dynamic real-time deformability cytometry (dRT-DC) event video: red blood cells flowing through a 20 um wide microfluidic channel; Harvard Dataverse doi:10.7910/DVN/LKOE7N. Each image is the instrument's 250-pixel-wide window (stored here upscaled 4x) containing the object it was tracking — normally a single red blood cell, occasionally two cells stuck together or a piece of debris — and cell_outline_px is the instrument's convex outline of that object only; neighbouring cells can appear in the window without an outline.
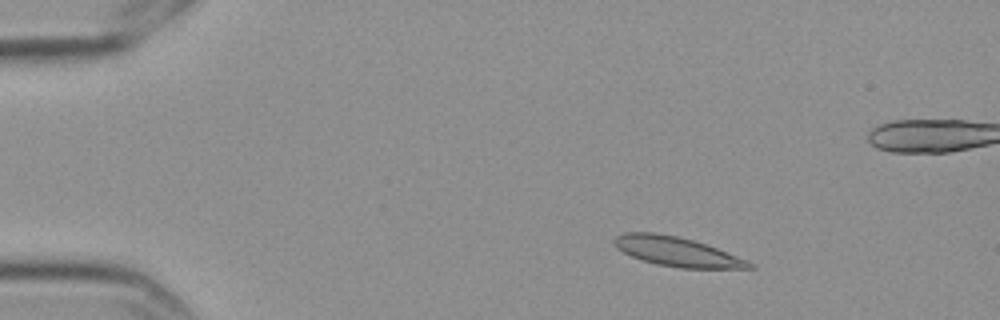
{"species": "Egyptian fruit bat (a non-hibernating species)", "species_latin": "Rousettus aegyptiacus", "temperature_condition": "cold", "stored_images_in_passage": 6, "camera_frame_rate_fps": 3000, "um_per_image_px": 0.085, "frame": {"image": 1, "passage_image": 3, "time_ms": 0.667, "image_size_px": [1000, 320], "cell_outline_px": [[756, 268], [680, 268], [656, 264], [632, 256], [616, 248], [612, 240], [616, 236], [624, 232], [656, 232], [676, 236], [708, 244], [748, 260], [756, 264]], "centroid_in_image_um": [57.56, 21.38], "position_along_channel_um": 27.4, "area_um2": 23.24}}